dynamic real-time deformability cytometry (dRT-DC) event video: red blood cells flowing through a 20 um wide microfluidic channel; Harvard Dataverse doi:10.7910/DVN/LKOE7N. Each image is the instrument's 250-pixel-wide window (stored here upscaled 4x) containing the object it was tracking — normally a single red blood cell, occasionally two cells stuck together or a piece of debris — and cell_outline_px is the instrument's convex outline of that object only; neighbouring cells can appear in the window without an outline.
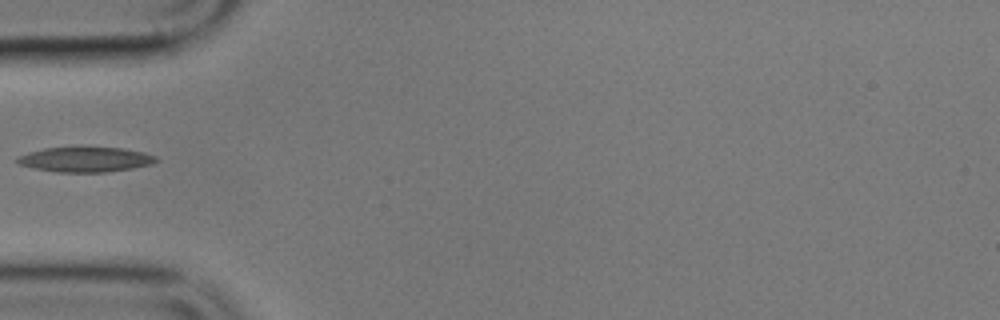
{"species": "common noctule bat (a hibernating species)", "species_latin": "Nyctalus noctula", "temperature_condition": "cold", "stored_images_in_passage": 6, "camera_frame_rate_fps": 3000, "um_per_image_px": 0.085, "animal": {"sex": "male", "body_mass_g": 17.9}, "frame": {"image": 1, "passage_image": 6, "time_ms": 5.667, "image_size_px": [1000, 320], "cell_outline_px": [[160, 160], [152, 164], [132, 168], [108, 172], [56, 172], [32, 168], [20, 164], [16, 160], [16, 156], [28, 152], [44, 148], [80, 144], [124, 148], [144, 152], [156, 156]], "centroid_in_image_um": [7.26, 13.5], "position_along_channel_um": 77.7, "area_um2": 21.33}}